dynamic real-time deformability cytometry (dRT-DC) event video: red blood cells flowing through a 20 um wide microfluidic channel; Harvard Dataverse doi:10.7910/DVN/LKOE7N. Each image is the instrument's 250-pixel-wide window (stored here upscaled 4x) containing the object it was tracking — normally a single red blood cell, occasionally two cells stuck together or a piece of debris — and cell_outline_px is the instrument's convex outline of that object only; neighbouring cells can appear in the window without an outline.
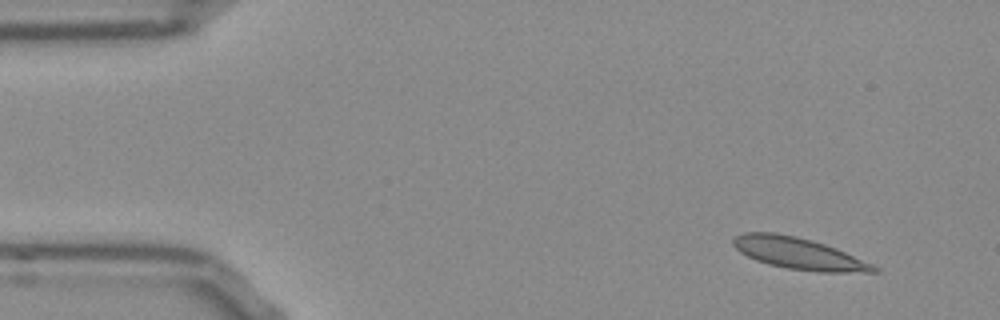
{"species": "Egyptian fruit bat (a non-hibernating species)", "species_latin": "Rousettus aegyptiacus", "temperature_condition": "room temperature", "stored_images_in_passage": 49, "camera_frame_rate_fps": 3000, "um_per_image_px": 0.085, "frame": {"image": 1, "passage_image": 1, "time_ms": 0.0, "image_size_px": [1000, 320], "cell_outline_px": [[880, 272], [820, 272], [788, 268], [768, 264], [756, 260], [740, 252], [732, 244], [732, 240], [736, 236], [744, 232], [776, 232], [796, 236], [812, 240], [836, 248], [872, 264], [880, 268]], "centroid_in_image_um": [67.88, 21.53], "position_along_channel_um": 17.1, "area_um2": 25.78}}
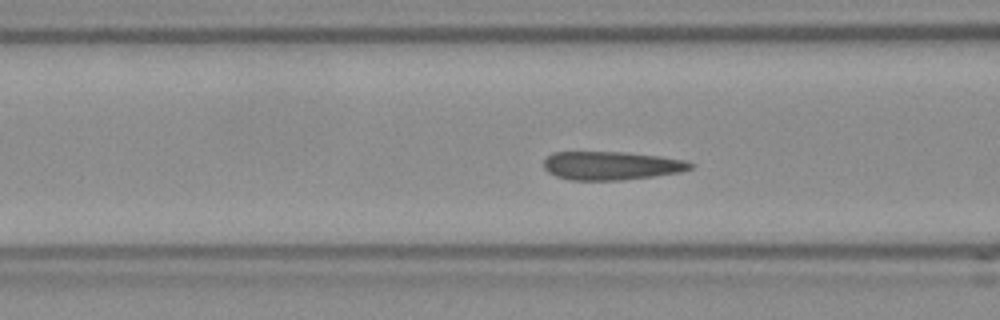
{"frame": {"image": 2, "passage_image": 16, "time_ms": 5.0, "image_size_px": [1000, 320], "cell_outline_px": [[692, 168], [680, 172], [652, 176], [620, 180], [568, 180], [556, 176], [548, 172], [544, 168], [544, 160], [552, 152], [624, 152], [660, 156], [684, 160], [692, 164]], "centroid_in_image_um": [51.92, 14.08], "position_along_channel_um": 114.7, "area_um2": 24.22}}
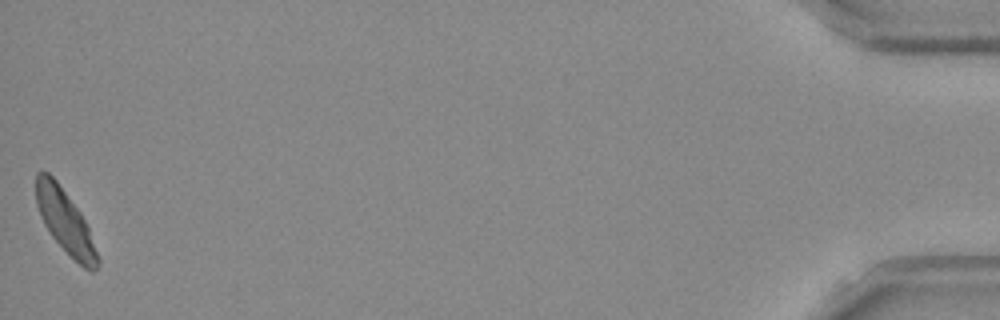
{"frame": {"image": 3, "passage_image": 49, "time_ms": 16.0, "image_size_px": [1000, 320], "cell_outline_px": [[100, 264], [92, 272], [84, 268], [52, 236], [44, 224], [40, 216], [36, 204], [36, 172], [48, 172], [56, 180], [80, 212], [88, 228], [100, 260]], "centroid_in_image_um": [5.53, 18.81], "position_along_channel_um": 429.7, "area_um2": 22.14}, "authors_computed_cell_mechanics": {"area_um2": 24.1026, "velocity_mm_per_s": 3.7864, "shape_relaxation_time_tau1_ms": 5.7193, "shape_relaxation_time_tau2_ms": null, "deformation_change_tau1": 0.126, "deformation_change_tau2": null}}